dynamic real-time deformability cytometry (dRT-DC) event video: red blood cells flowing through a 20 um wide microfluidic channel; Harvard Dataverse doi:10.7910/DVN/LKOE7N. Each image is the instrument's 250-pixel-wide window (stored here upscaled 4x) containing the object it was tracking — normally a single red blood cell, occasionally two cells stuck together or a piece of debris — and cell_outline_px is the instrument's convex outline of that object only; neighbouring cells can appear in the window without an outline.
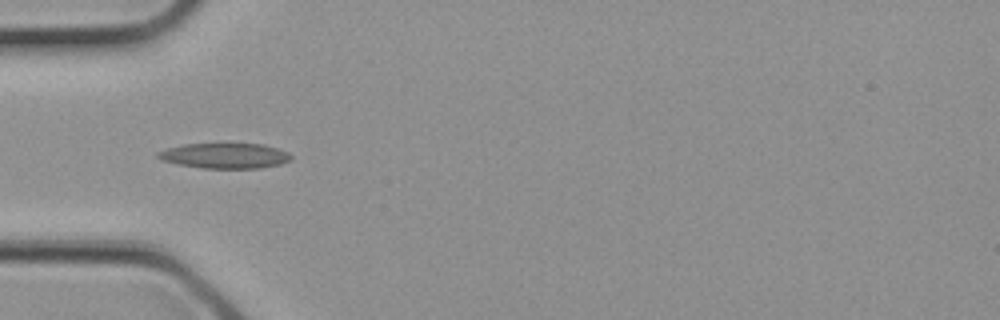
{"species": "common noctule bat (a hibernating species)", "species_latin": "Nyctalus noctula", "temperature_condition": "cold", "stored_images_in_passage": 4, "camera_frame_rate_fps": 3000, "um_per_image_px": 0.085, "animal": {"sex": "female", "body_mass_g": 21.9}, "frame": {"image": 1, "passage_image": 4, "time_ms": 1.0, "image_size_px": [1000, 320], "cell_outline_px": [[292, 160], [280, 164], [260, 168], [200, 168], [176, 164], [160, 160], [156, 156], [156, 152], [168, 148], [184, 144], [264, 144], [288, 152], [292, 156]], "centroid_in_image_um": [19.09, 13.24], "position_along_channel_um": 65.9, "area_um2": 19.71}}